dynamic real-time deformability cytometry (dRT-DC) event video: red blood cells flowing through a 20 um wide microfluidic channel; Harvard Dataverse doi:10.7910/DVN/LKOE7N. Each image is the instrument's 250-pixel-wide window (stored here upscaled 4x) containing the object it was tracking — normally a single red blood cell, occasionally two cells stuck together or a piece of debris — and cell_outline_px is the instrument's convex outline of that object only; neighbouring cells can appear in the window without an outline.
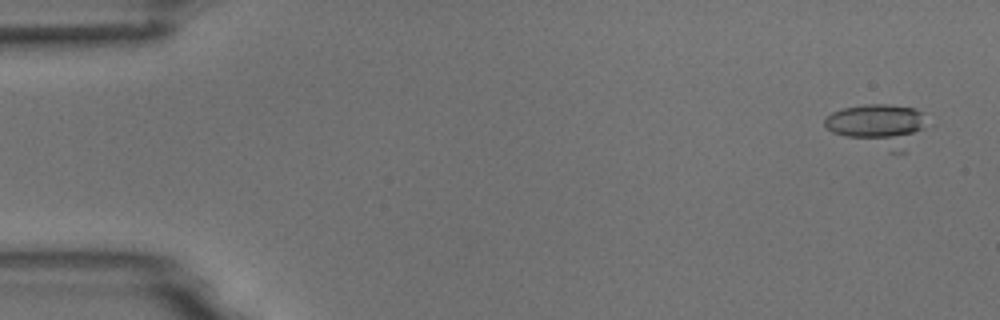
{"species": "common noctule bat (a hibernating species)", "species_latin": "Nyctalus noctula", "temperature_condition": "room temperature", "stored_images_in_passage": 4, "camera_frame_rate_fps": 3000, "um_per_image_px": 0.085, "animal": {"sex": "male", "body_mass_g": 18.8}, "frame": {"image": 1, "passage_image": 1, "time_ms": 0.0, "image_size_px": [1000, 320], "cell_outline_px": [[924, 116], [920, 128], [904, 152], [888, 152], [832, 132], [824, 124], [824, 120], [832, 112], [844, 108], [864, 104], [888, 104], [916, 108], [924, 112]], "centroid_in_image_um": [74.6, 10.64], "position_along_channel_um": 10.4, "area_um2": 24.74}}
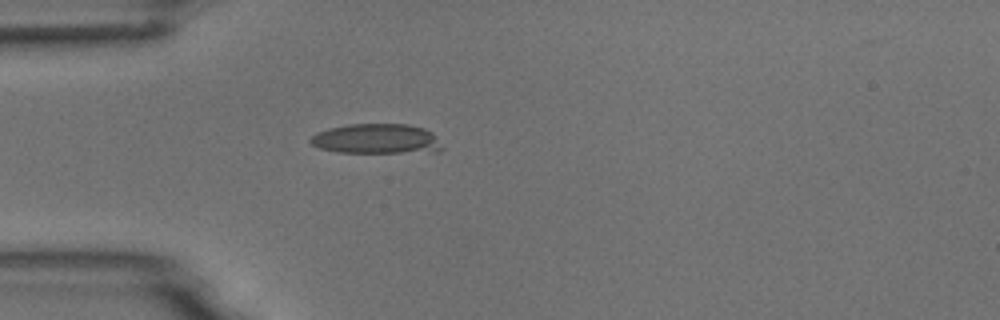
{"frame": {"image": 2, "passage_image": 4, "time_ms": 4.333, "image_size_px": [1000, 320], "cell_outline_px": [[444, 148], [440, 152], [336, 152], [320, 148], [312, 144], [308, 140], [316, 132], [328, 128], [348, 124], [408, 124], [424, 128], [432, 132], [436, 136]], "centroid_in_image_um": [32.04, 11.8], "position_along_channel_um": 53.0, "area_um2": 23.18}}